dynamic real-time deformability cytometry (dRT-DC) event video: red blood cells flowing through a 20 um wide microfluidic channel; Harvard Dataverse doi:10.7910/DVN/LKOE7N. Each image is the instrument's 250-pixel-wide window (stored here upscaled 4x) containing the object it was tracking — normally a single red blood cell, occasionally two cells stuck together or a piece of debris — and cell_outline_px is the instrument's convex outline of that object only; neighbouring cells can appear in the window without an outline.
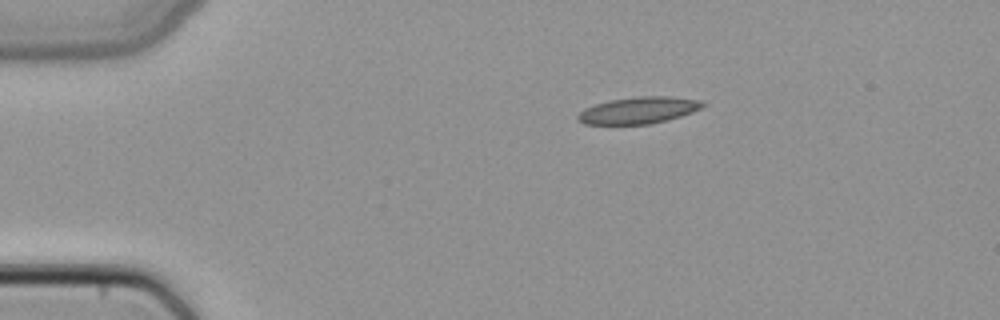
{"species": "common noctule bat (a hibernating species)", "species_latin": "Nyctalus noctula", "temperature_condition": "cold", "stored_images_in_passage": 3, "camera_frame_rate_fps": 3000, "um_per_image_px": 0.085, "animal": {"sex": "female", "body_mass_g": 22.7, "forearm_length_mm": 54.2}, "frame": {"image": 1, "passage_image": 1, "time_ms": 0.0, "image_size_px": [1000, 320], "cell_outline_px": [[704, 104], [700, 108], [692, 112], [680, 116], [648, 124], [584, 124], [576, 120], [576, 116], [584, 108], [608, 100], [640, 96], [668, 96], [700, 100]], "centroid_in_image_um": [54.21, 9.37], "position_along_channel_um": 30.8, "area_um2": 19.25}}
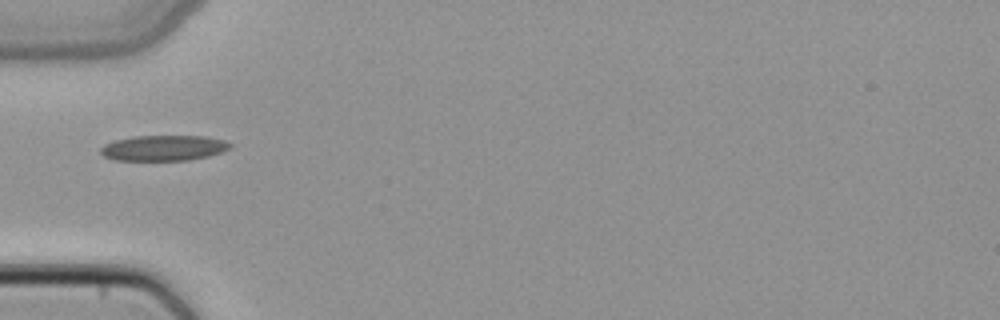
{"frame": {"image": 2, "passage_image": 3, "time_ms": 0.667, "image_size_px": [1000, 320], "cell_outline_px": [[232, 148], [208, 156], [188, 160], [112, 160], [104, 156], [100, 152], [100, 148], [104, 144], [116, 140], [136, 136], [204, 136], [224, 140], [232, 144]], "centroid_in_image_um": [13.91, 12.58], "position_along_channel_um": 71.1, "area_um2": 19.19}}